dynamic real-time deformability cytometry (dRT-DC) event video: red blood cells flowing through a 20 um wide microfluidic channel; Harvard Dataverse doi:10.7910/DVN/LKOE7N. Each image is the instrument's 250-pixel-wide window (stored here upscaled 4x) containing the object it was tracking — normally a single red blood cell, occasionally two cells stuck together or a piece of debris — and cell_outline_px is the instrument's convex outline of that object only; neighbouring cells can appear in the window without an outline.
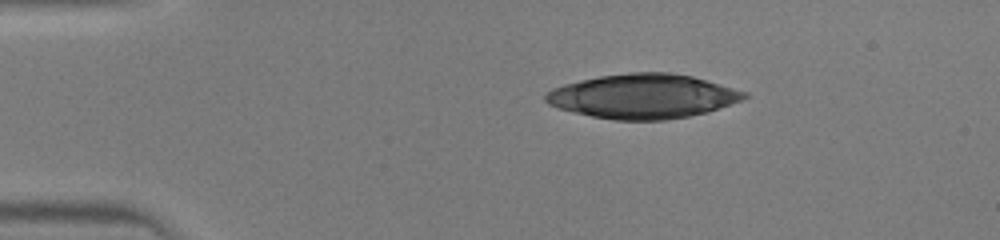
{"species": "human", "species_latin": "Homo sapiens", "temperature_condition": "warm", "stored_images_in_passage": 38, "camera_frame_rate_fps": 3000, "um_per_image_px": 0.085, "donor": {"sex": "male"}, "frame": {"image": 1, "passage_image": 1, "time_ms": 0.0, "image_size_px": [1000, 240], "cell_outline_px": [[748, 96], [744, 100], [708, 112], [688, 116], [664, 120], [616, 120], [592, 116], [556, 108], [548, 104], [544, 100], [544, 92], [552, 88], [564, 84], [580, 80], [600, 76], [632, 72], [672, 72], [692, 76], [748, 92]], "centroid_in_image_um": [54.64, 8.18], "position_along_channel_um": 30.4, "area_um2": 51.62}}
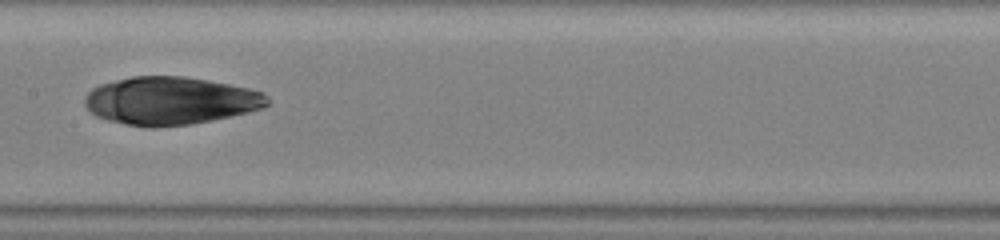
{"frame": {"image": 2, "passage_image": 16, "time_ms": 5.0, "image_size_px": [1000, 240], "cell_outline_px": [[268, 104], [264, 108], [248, 112], [212, 120], [188, 124], [152, 128], [128, 124], [108, 120], [96, 116], [84, 104], [84, 96], [92, 88], [100, 84], [132, 76], [184, 76], [208, 80], [248, 88], [264, 92], [268, 96]], "centroid_in_image_um": [14.48, 8.56], "position_along_channel_um": 192.9, "area_um2": 50.86}}
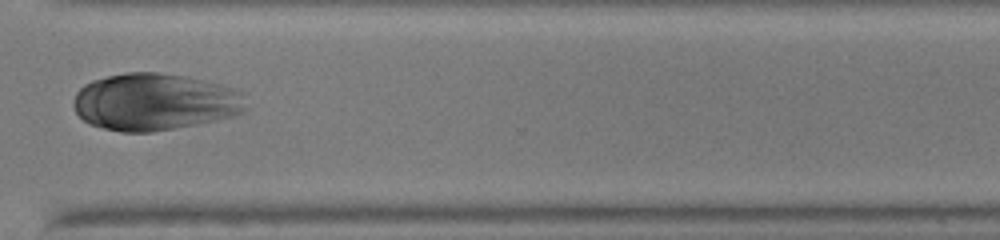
{"frame": {"image": 3, "passage_image": 27, "time_ms": 8.667, "image_size_px": [1000, 240], "cell_outline_px": [[248, 108], [244, 112], [232, 116], [196, 124], [152, 132], [120, 132], [88, 124], [76, 112], [72, 104], [72, 100], [76, 92], [84, 84], [92, 80], [108, 76], [128, 72], [160, 72], [188, 76], [236, 88], [244, 92]], "centroid_in_image_um": [13.17, 8.65], "position_along_channel_um": 357.4, "area_um2": 57.97}}